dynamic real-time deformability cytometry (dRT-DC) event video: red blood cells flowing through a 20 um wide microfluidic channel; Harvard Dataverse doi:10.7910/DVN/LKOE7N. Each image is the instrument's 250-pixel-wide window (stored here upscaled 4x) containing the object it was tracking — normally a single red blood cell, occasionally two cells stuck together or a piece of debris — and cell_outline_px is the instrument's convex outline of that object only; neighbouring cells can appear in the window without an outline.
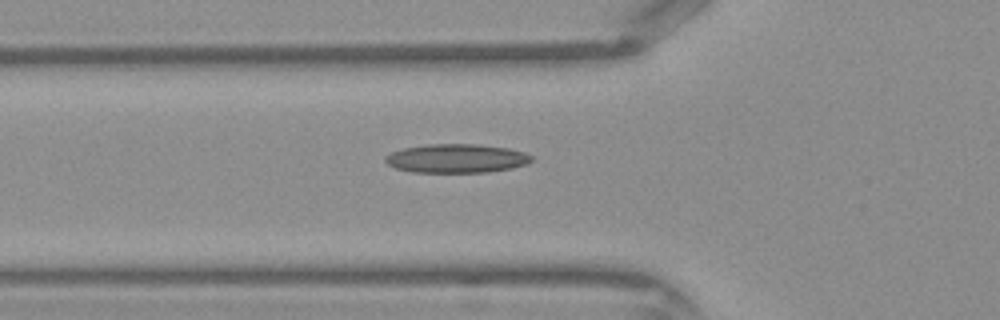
{"species": "Egyptian fruit bat (a non-hibernating species)", "species_latin": "Rousettus aegyptiacus", "temperature_condition": "warm", "stored_images_in_passage": 30, "camera_frame_rate_fps": 3000, "um_per_image_px": 0.085, "frame": {"image": 1, "passage_image": 2, "time_ms": 0.333, "image_size_px": [1000, 320], "cell_outline_px": [[532, 160], [524, 164], [512, 168], [488, 172], [412, 172], [396, 168], [388, 164], [384, 160], [392, 152], [404, 148], [428, 144], [480, 144], [508, 148], [524, 152], [532, 156]], "centroid_in_image_um": [38.82, 13.46], "position_along_channel_um": 87.0, "area_um2": 24.39}}
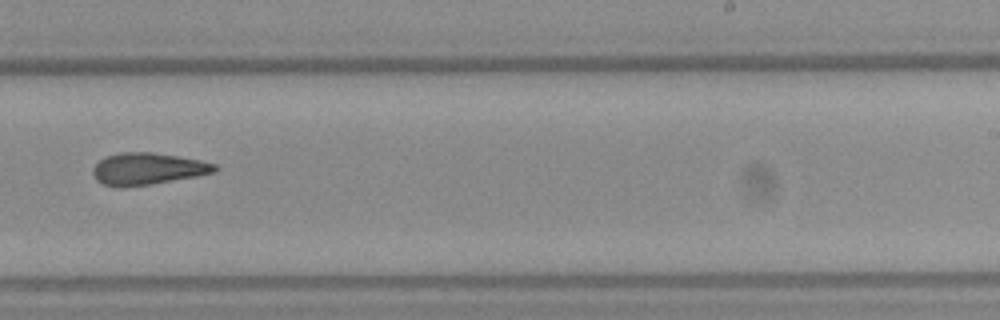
{"frame": {"image": 2, "passage_image": 14, "time_ms": 4.333, "image_size_px": [1000, 320], "cell_outline_px": [[220, 168], [216, 172], [196, 176], [152, 184], [120, 188], [104, 184], [96, 180], [92, 172], [92, 168], [104, 156], [120, 152], [152, 152], [200, 160], [216, 164]], "centroid_in_image_um": [12.54, 14.35], "position_along_channel_um": 276.5, "area_um2": 22.77}}
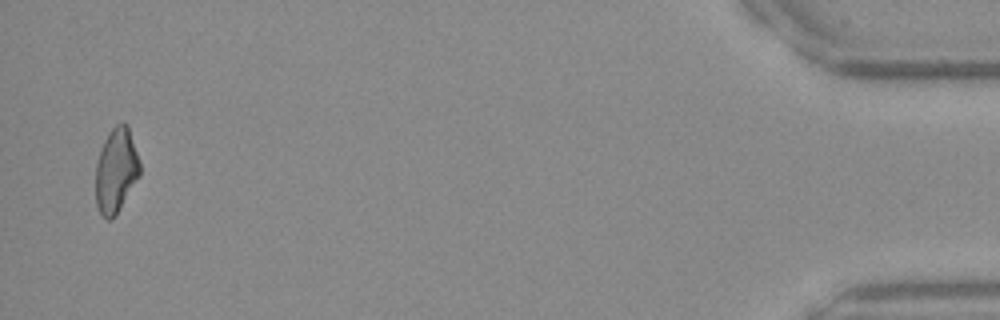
{"frame": {"image": 3, "passage_image": 29, "time_ms": 9.333, "image_size_px": [1000, 320], "cell_outline_px": [[140, 176], [116, 216], [112, 220], [108, 220], [100, 216], [96, 204], [96, 164], [104, 140], [108, 132], [116, 124], [124, 120], [128, 124], [140, 160]], "centroid_in_image_um": [9.88, 14.5], "position_along_channel_um": 425.3, "area_um2": 22.31}}